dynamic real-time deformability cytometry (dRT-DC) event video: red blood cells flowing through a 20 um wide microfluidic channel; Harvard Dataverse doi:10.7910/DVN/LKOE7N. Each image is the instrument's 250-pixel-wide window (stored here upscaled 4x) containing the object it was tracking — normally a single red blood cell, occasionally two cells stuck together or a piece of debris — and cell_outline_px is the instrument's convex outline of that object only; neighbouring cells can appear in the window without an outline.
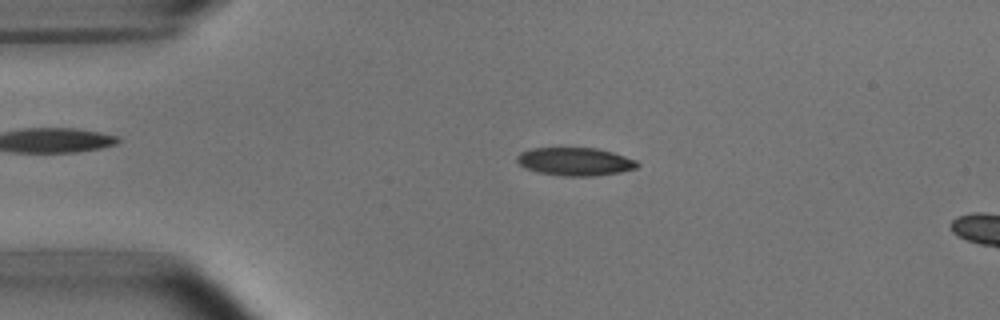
{"species": "common noctule bat (a hibernating species)", "species_latin": "Nyctalus noctula", "temperature_condition": "room temperature", "stored_images_in_passage": 14, "camera_frame_rate_fps": 3000, "um_per_image_px": 0.085, "animal": {"sex": "male", "body_mass_g": 15.6}, "frame": {"image": 1, "passage_image": 10, "time_ms": 3.0, "image_size_px": [1000, 320], "cell_outline_px": [[640, 164], [636, 168], [620, 172], [592, 176], [564, 176], [536, 172], [524, 168], [516, 160], [516, 156], [520, 152], [532, 148], [596, 148], [612, 152], [636, 160]], "centroid_in_image_um": [48.85, 13.73], "position_along_channel_um": 36.1, "area_um2": 19.71}}